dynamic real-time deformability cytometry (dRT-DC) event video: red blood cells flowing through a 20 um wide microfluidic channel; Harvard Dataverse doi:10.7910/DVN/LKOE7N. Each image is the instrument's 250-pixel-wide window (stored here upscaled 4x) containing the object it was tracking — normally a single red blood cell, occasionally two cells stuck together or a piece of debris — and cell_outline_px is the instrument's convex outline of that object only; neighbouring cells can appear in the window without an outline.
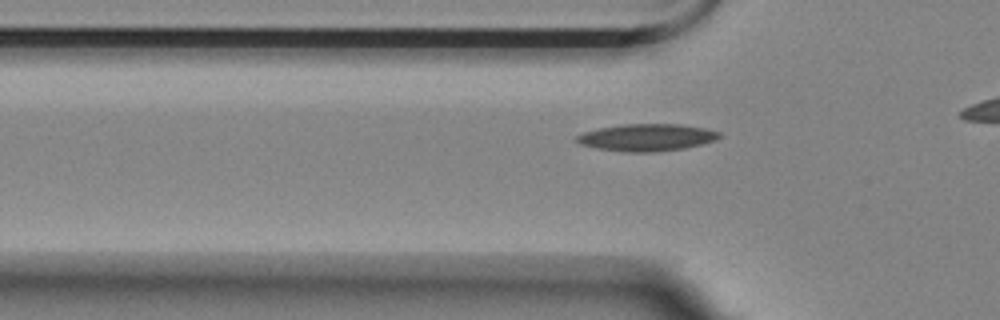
{"species": "Egyptian fruit bat (a non-hibernating species)", "species_latin": "Rousettus aegyptiacus", "temperature_condition": "room temperature", "stored_images_in_passage": 41, "camera_frame_rate_fps": 3000, "um_per_image_px": 0.085, "animal": {"sex": "female"}, "frame": {"image": 1, "passage_image": 13, "time_ms": 4.0, "image_size_px": [1000, 320], "cell_outline_px": [[720, 136], [716, 140], [684, 148], [656, 152], [624, 152], [596, 148], [580, 144], [572, 140], [576, 136], [584, 132], [600, 128], [620, 124], [680, 124], [704, 128], [720, 132]], "centroid_in_image_um": [54.93, 11.68], "position_along_channel_um": 70.9, "area_um2": 22.6}}
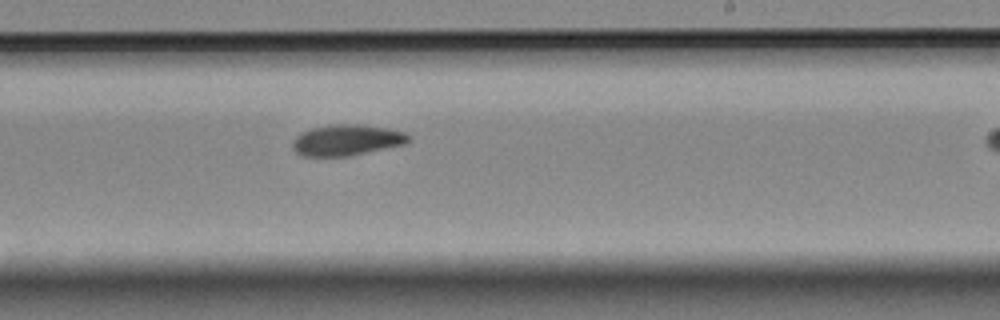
{"frame": {"image": 2, "passage_image": 29, "time_ms": 9.333, "image_size_px": [1000, 320], "cell_outline_px": [[412, 140], [404, 144], [348, 156], [300, 156], [292, 148], [292, 140], [300, 132], [312, 128], [328, 124], [356, 124], [388, 128], [404, 132], [412, 136]], "centroid_in_image_um": [29.45, 11.9], "position_along_channel_um": 259.6, "area_um2": 21.1}}
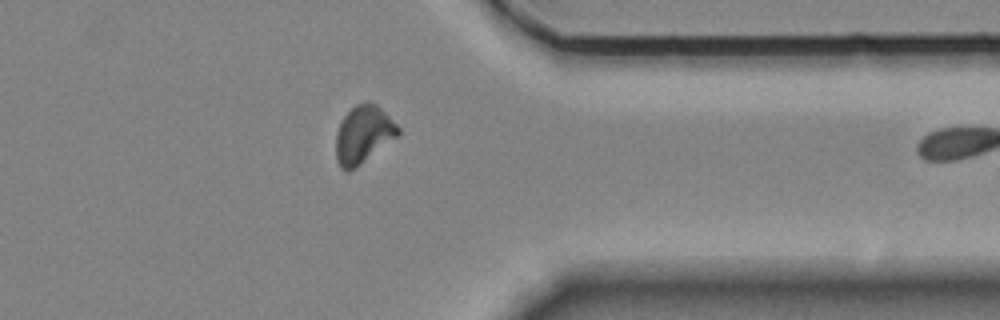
{"frame": {"image": 3, "passage_image": 40, "time_ms": 13.0, "image_size_px": [1000, 320], "cell_outline_px": [[400, 136], [356, 168], [348, 172], [344, 172], [340, 168], [336, 160], [336, 132], [340, 120], [356, 104], [368, 100], [376, 104], [400, 128]], "centroid_in_image_um": [30.88, 11.46], "position_along_channel_um": 380.5, "area_um2": 21.33}}